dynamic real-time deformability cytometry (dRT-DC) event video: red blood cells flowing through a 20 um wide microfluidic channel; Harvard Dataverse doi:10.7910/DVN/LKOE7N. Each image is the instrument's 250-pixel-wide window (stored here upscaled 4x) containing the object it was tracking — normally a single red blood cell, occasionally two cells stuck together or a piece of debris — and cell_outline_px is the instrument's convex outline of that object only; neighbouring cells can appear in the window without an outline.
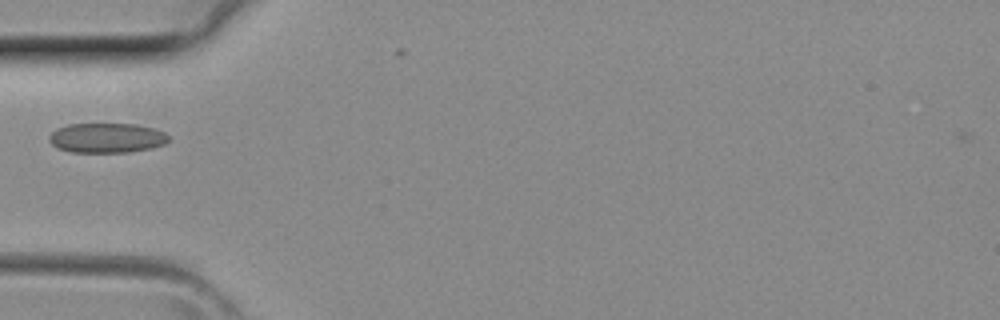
{"species": "common noctule bat (a hibernating species)", "species_latin": "Nyctalus noctula", "temperature_condition": "room temperature", "stored_images_in_passage": 3, "camera_frame_rate_fps": 3000, "um_per_image_px": 0.085, "animal": {"sex": "female", "body_mass_g": 29.2, "forearm_length_mm": 56.3}, "frame": {"image": 1, "passage_image": 3, "time_ms": 0.667, "image_size_px": [1000, 320], "cell_outline_px": [[172, 140], [164, 144], [152, 148], [132, 152], [72, 152], [60, 148], [52, 144], [48, 140], [48, 136], [56, 128], [68, 124], [136, 124], [152, 128], [164, 132]], "centroid_in_image_um": [9.09, 11.72], "position_along_channel_um": 75.9, "area_um2": 20.81}}